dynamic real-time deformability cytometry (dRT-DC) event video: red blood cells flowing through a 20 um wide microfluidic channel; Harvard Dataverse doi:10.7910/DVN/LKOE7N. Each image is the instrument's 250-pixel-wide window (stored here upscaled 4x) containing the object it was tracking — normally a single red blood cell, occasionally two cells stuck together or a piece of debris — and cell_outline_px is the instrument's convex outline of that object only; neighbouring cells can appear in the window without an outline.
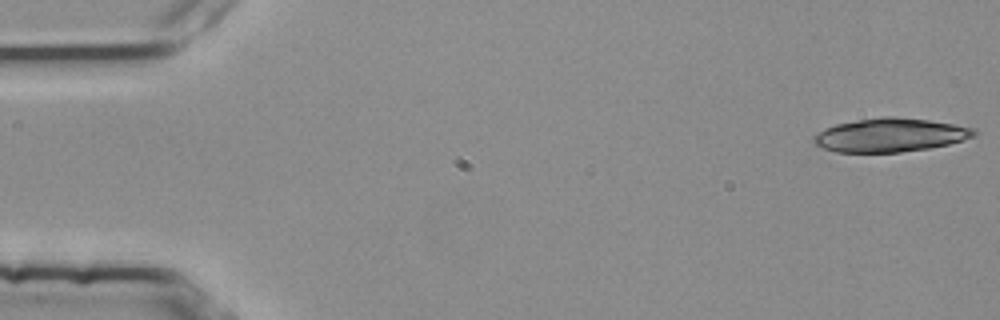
{"species": "common noctule bat (a hibernating species)", "species_latin": "Nyctalus noctula", "temperature_condition": "room temperature", "stored_images_in_passage": 11, "camera_frame_rate_fps": 3000, "um_per_image_px": 0.085, "animal": {"sex": "female", "body_mass_g": 25.1}, "frame": {"image": 1, "passage_image": 1, "time_ms": 0.0, "image_size_px": [1000, 320], "cell_outline_px": [[976, 136], [948, 144], [928, 148], [900, 152], [836, 152], [824, 148], [816, 144], [812, 140], [824, 128], [836, 124], [860, 120], [888, 116], [892, 116], [928, 120], [976, 128]], "centroid_in_image_um": [75.7, 11.48], "position_along_channel_um": 9.3, "area_um2": 30.98}}